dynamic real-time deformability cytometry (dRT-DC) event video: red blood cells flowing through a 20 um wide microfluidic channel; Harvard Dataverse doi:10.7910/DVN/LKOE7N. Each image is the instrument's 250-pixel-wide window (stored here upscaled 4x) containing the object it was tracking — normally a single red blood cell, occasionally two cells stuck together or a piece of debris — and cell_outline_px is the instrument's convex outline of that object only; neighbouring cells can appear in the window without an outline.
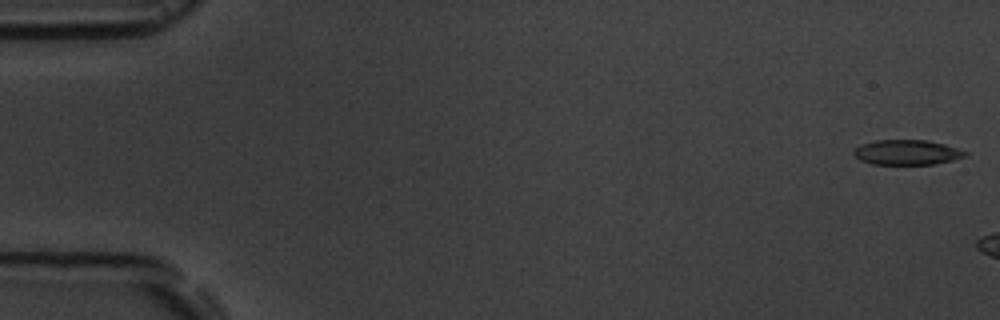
{"species": "common noctule bat (a hibernating species)", "species_latin": "Nyctalus noctula", "temperature_condition": "room temperature", "stored_images_in_passage": 6, "camera_frame_rate_fps": 3000, "um_per_image_px": 0.085, "animal": {"sex": "male", "body_mass_g": 19.5, "forearm_length_mm": 54.6}, "frame": {"image": 1, "passage_image": 1, "time_ms": 0.0, "image_size_px": [1000, 320], "cell_outline_px": [[968, 156], [952, 160], [932, 164], [872, 164], [860, 160], [852, 152], [860, 144], [876, 140], [928, 140], [944, 144], [968, 152]], "centroid_in_image_um": [77.09, 12.94], "position_along_channel_um": 7.9, "area_um2": 16.18}}
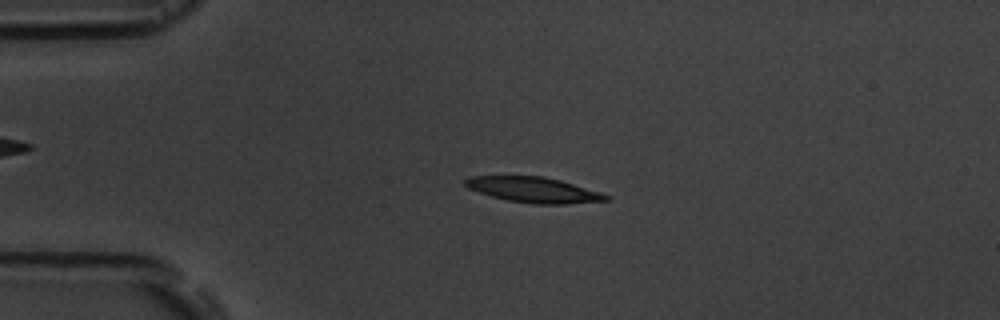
{"frame": {"image": 2, "passage_image": 5, "time_ms": 6.0, "image_size_px": [1000, 320], "cell_outline_px": [[612, 196], [608, 200], [568, 204], [536, 204], [508, 200], [492, 196], [468, 188], [464, 184], [464, 180], [468, 176], [544, 176], [560, 180], [600, 192]], "centroid_in_image_um": [45.37, 16.13], "position_along_channel_um": 39.6, "area_um2": 20.75}}